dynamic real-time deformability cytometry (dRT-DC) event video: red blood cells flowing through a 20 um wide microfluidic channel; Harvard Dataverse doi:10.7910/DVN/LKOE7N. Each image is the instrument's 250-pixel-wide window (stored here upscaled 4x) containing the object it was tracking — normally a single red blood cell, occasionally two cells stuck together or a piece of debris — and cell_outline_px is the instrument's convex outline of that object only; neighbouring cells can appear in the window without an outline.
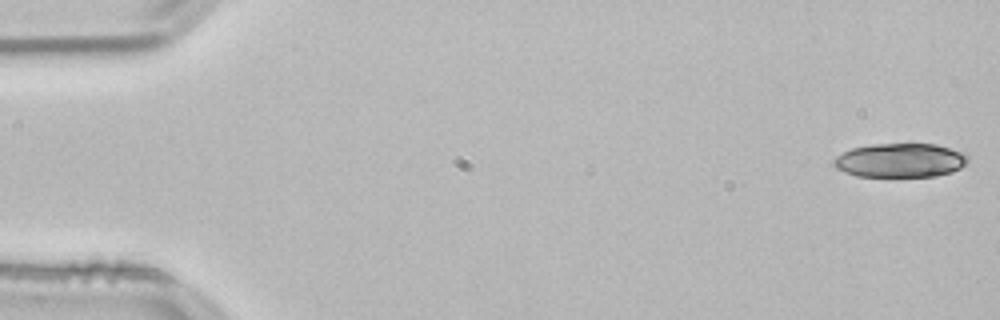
{"species": "common noctule bat (a hibernating species)", "species_latin": "Nyctalus noctula", "temperature_condition": "room temperature", "stored_images_in_passage": 11, "camera_frame_rate_fps": 3000, "um_per_image_px": 0.085, "animal": {"sex": "male", "body_mass_g": 21.5, "forearm_length_mm": 52.0}, "frame": {"image": 1, "passage_image": 1, "time_ms": 0.0, "image_size_px": [1000, 320], "cell_outline_px": [[968, 160], [960, 168], [952, 172], [936, 176], [856, 176], [844, 172], [836, 168], [832, 164], [832, 160], [836, 156], [852, 148], [872, 144], [936, 144], [960, 152], [968, 156]], "centroid_in_image_um": [76.48, 13.63], "position_along_channel_um": 8.5, "area_um2": 26.47}}